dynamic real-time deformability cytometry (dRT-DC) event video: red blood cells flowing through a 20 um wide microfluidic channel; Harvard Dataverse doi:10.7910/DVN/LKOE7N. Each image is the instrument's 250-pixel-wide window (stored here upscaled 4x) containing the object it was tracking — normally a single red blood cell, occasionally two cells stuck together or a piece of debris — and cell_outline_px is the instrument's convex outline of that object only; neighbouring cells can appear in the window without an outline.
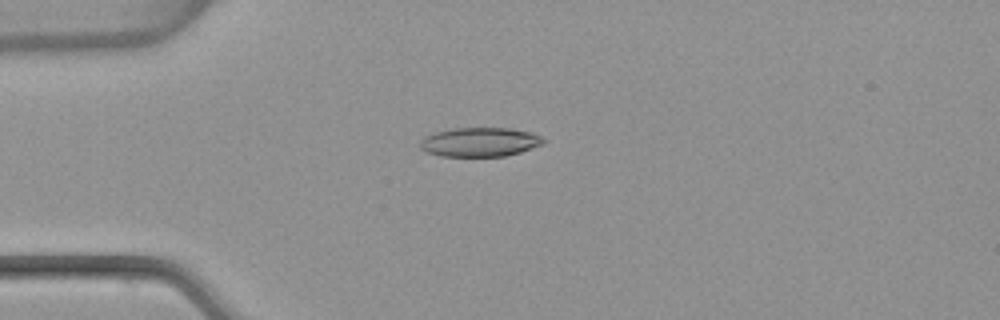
{"species": "common noctule bat (a hibernating species)", "species_latin": "Nyctalus noctula", "temperature_condition": "warm", "stored_images_in_passage": 53, "camera_frame_rate_fps": 3000, "um_per_image_px": 0.085, "animal": {"sex": "female", "body_mass_g": 22.7, "forearm_length_mm": 54.2}, "frame": {"image": 1, "passage_image": 14, "time_ms": 4.333, "image_size_px": [1000, 320], "cell_outline_px": [[544, 144], [520, 152], [504, 156], [440, 156], [424, 152], [420, 148], [420, 140], [424, 136], [436, 132], [452, 128], [508, 128], [532, 132], [540, 136], [544, 140]], "centroid_in_image_um": [40.75, 12.07], "position_along_channel_um": 44.2, "area_um2": 21.04}}
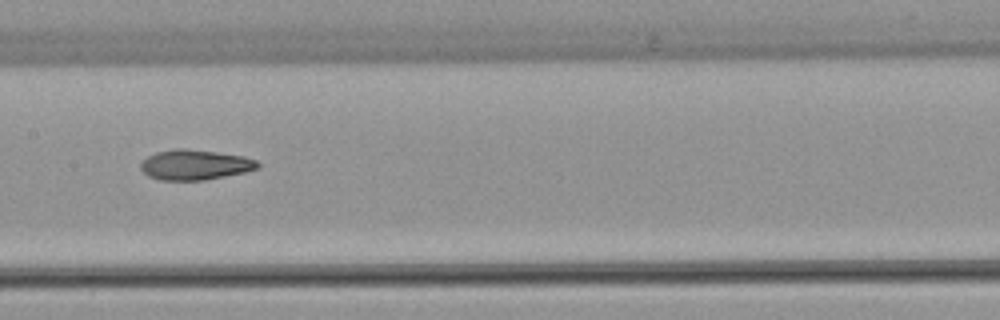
{"frame": {"image": 2, "passage_image": 27, "time_ms": 8.667, "image_size_px": [1000, 320], "cell_outline_px": [[260, 168], [244, 172], [204, 180], [160, 180], [148, 176], [140, 168], [140, 164], [148, 156], [156, 152], [176, 148], [184, 148], [216, 152], [244, 156], [256, 160], [260, 164]], "centroid_in_image_um": [16.57, 14.0], "position_along_channel_um": 190.8, "area_um2": 20.52}}
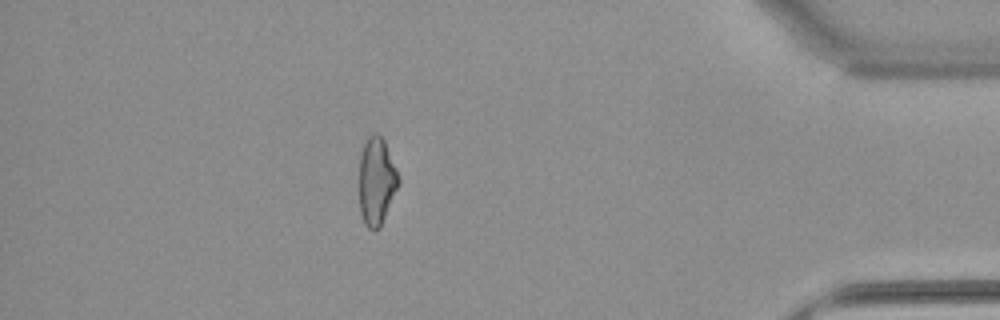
{"frame": {"image": 3, "passage_image": 47, "time_ms": 15.333, "image_size_px": [1000, 320], "cell_outline_px": [[400, 184], [380, 228], [368, 228], [364, 224], [360, 212], [360, 156], [364, 144], [368, 136], [376, 132], [384, 140], [400, 176]], "centroid_in_image_um": [32.03, 15.4], "position_along_channel_um": 403.2, "area_um2": 20.11}, "authors_computed_cell_mechanics": {"area_um2": 20.9236, "velocity_mm_per_s": 3.8544, "shape_relaxation_time_tau1_ms": 9.8721, "shape_relaxation_time_tau2_ms": 3.858, "deformation_change_tau1": 0.2383, "deformation_change_tau2": 0.115}}